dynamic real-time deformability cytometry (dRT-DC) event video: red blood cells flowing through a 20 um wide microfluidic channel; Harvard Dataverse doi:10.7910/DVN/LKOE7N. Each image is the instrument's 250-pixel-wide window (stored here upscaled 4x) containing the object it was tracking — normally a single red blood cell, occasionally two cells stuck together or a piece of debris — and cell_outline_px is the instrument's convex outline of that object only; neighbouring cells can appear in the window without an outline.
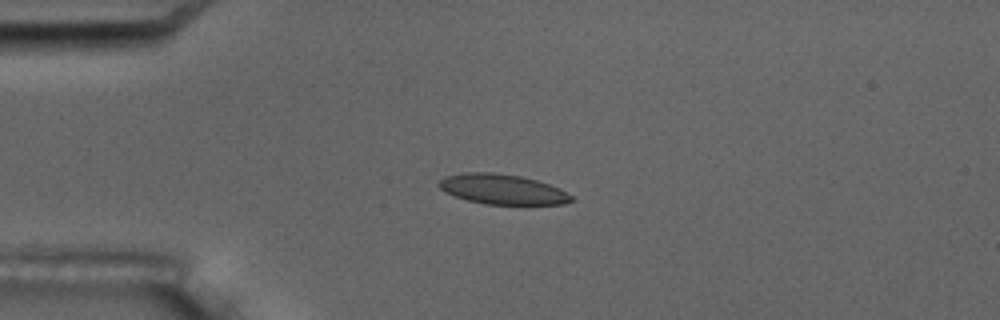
{"species": "common noctule bat (a hibernating species)", "species_latin": "Nyctalus noctula", "temperature_condition": "room temperature", "stored_images_in_passage": 6, "camera_frame_rate_fps": 3000, "um_per_image_px": 0.085, "animal": {"sex": "male", "body_mass_g": 17.5, "forearm_length_mm": 52.3}, "frame": {"image": 1, "passage_image": 5, "time_ms": 4.667, "image_size_px": [1000, 320], "cell_outline_px": [[576, 200], [564, 204], [524, 208], [484, 204], [468, 200], [444, 192], [436, 184], [444, 176], [464, 172], [492, 172], [520, 176], [536, 180], [560, 188], [572, 196]], "centroid_in_image_um": [42.78, 16.15], "position_along_channel_um": 42.2, "area_um2": 24.39}}